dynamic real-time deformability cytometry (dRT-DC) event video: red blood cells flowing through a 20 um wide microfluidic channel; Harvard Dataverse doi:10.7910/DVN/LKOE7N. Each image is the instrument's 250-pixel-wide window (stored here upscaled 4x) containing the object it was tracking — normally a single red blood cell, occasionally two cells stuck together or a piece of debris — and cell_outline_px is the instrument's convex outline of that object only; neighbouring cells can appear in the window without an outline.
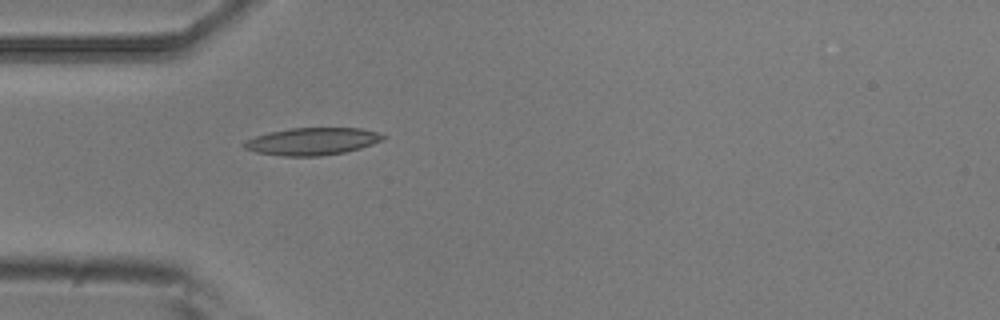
{"species": "common noctule bat (a hibernating species)", "species_latin": "Nyctalus noctula", "temperature_condition": "room temperature", "stored_images_in_passage": 2, "camera_frame_rate_fps": 3000, "um_per_image_px": 0.085, "animal": {"sex": "male", "body_mass_g": 20.5, "forearm_length_mm": 52.5}, "frame": {"image": 1, "passage_image": 2, "time_ms": 0.333, "image_size_px": [1000, 320], "cell_outline_px": [[388, 136], [384, 140], [360, 148], [344, 152], [320, 156], [284, 156], [256, 152], [244, 148], [240, 144], [256, 136], [268, 132], [288, 128], [360, 128], [376, 132]], "centroid_in_image_um": [26.54, 12.01], "position_along_channel_um": 58.5, "area_um2": 22.14}}